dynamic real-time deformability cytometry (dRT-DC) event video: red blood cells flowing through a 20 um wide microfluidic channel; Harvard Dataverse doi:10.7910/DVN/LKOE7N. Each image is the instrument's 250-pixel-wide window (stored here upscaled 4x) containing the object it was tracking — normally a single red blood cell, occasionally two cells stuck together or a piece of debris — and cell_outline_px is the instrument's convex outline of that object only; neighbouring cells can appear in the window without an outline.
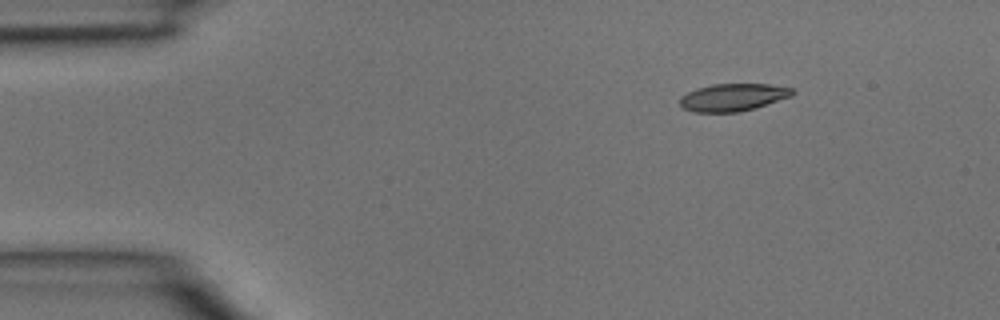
{"species": "common noctule bat (a hibernating species)", "species_latin": "Nyctalus noctula", "temperature_condition": "room temperature", "stored_images_in_passage": 3, "camera_frame_rate_fps": 3000, "um_per_image_px": 0.085, "animal": {"sex": "male", "body_mass_g": 15.6}, "frame": {"image": 1, "passage_image": 1, "time_ms": 0.0, "image_size_px": [1000, 320], "cell_outline_px": [[796, 92], [792, 96], [756, 108], [740, 112], [692, 112], [684, 108], [680, 104], [680, 96], [696, 88], [712, 84], [768, 84], [792, 88]], "centroid_in_image_um": [62.31, 8.27], "position_along_channel_um": 22.7, "area_um2": 18.15}}
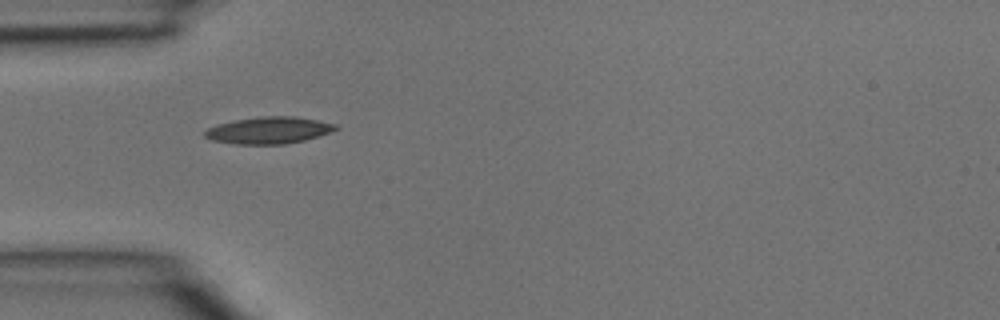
{"frame": {"image": 2, "passage_image": 3, "time_ms": 0.667, "image_size_px": [1000, 320], "cell_outline_px": [[340, 128], [320, 136], [304, 140], [284, 144], [236, 144], [212, 140], [204, 136], [204, 132], [208, 128], [216, 124], [236, 120], [264, 116], [292, 116], [316, 120], [336, 124]], "centroid_in_image_um": [22.85, 11.08], "position_along_channel_um": 62.1, "area_um2": 20.35}}